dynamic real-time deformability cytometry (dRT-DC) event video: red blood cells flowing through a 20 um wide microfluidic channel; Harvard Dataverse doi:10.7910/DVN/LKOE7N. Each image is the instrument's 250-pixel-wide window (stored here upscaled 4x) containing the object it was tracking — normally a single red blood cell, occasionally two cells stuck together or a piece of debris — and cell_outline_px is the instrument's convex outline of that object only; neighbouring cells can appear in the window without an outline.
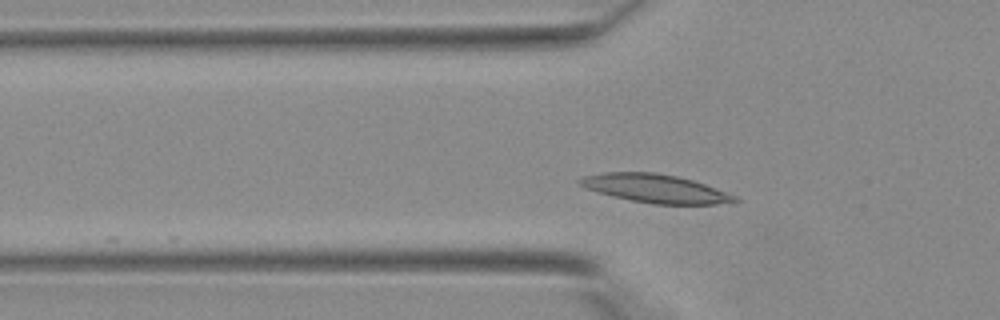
{"species": "Egyptian fruit bat (a non-hibernating species)", "species_latin": "Rousettus aegyptiacus", "temperature_condition": "warm", "stored_images_in_passage": 11, "camera_frame_rate_fps": 3000, "um_per_image_px": 0.085, "animal": {"sex": "female"}, "frame": {"image": 1, "passage_image": 7, "time_ms": 2.0, "image_size_px": [1000, 320], "cell_outline_px": [[740, 200], [736, 204], [652, 204], [612, 196], [584, 188], [576, 180], [584, 176], [604, 172], [652, 172], [676, 176], [692, 180], [704, 184], [736, 196]], "centroid_in_image_um": [55.72, 16.03], "position_along_channel_um": 70.1, "area_um2": 25.66}}
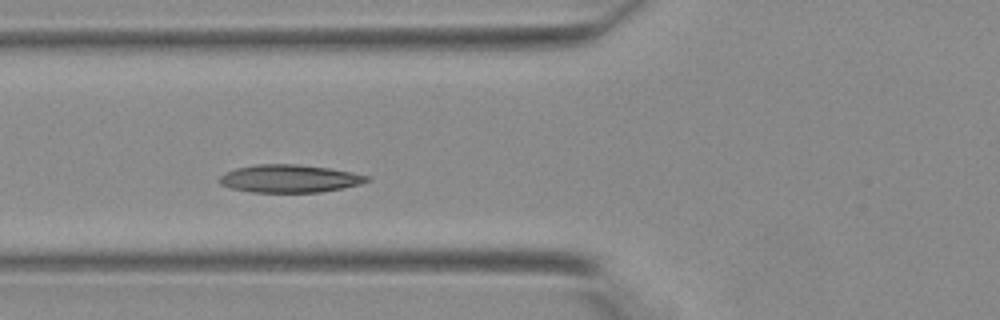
{"frame": {"image": 2, "passage_image": 9, "time_ms": 2.667, "image_size_px": [1000, 320], "cell_outline_px": [[372, 180], [360, 184], [344, 188], [320, 192], [252, 192], [232, 188], [220, 184], [216, 180], [224, 172], [236, 168], [256, 164], [296, 164], [328, 168], [352, 172], [372, 176]], "centroid_in_image_um": [24.62, 15.18], "position_along_channel_um": 101.2, "area_um2": 24.1}}
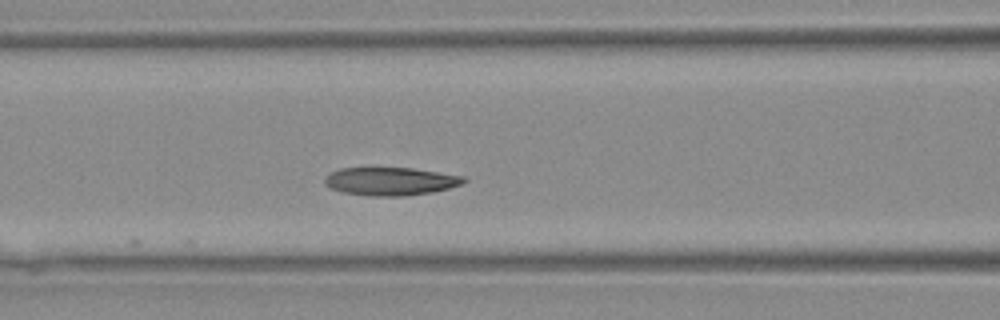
{"frame": {"image": 3, "passage_image": 11, "time_ms": 3.333, "image_size_px": [1000, 320], "cell_outline_px": [[468, 180], [464, 184], [432, 192], [404, 196], [368, 196], [344, 192], [328, 188], [324, 184], [324, 180], [332, 172], [340, 168], [412, 168], [464, 176]], "centroid_in_image_um": [33.21, 15.41], "position_along_channel_um": 133.4, "area_um2": 22.77}}